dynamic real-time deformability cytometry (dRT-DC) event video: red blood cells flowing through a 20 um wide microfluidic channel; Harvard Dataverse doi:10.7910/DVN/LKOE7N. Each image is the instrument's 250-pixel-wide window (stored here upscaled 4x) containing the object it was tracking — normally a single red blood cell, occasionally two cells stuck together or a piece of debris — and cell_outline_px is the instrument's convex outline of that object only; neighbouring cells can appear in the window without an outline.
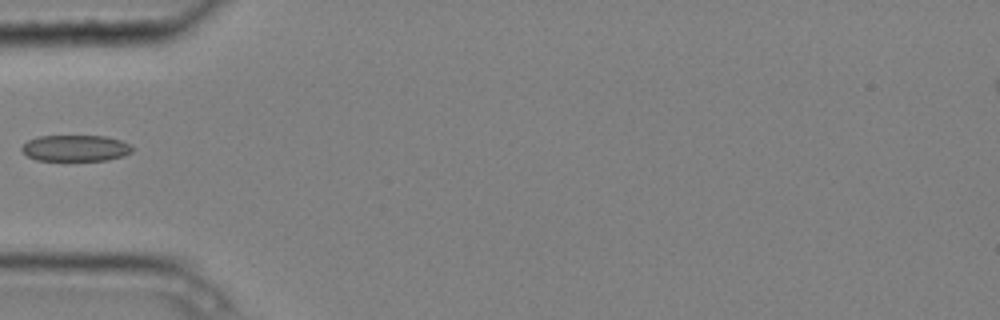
{"species": "common noctule bat (a hibernating species)", "species_latin": "Nyctalus noctula", "temperature_condition": "cold", "stored_images_in_passage": 6, "camera_frame_rate_fps": 3000, "um_per_image_px": 0.085, "animal": {"sex": "male", "body_mass_g": 20.4}, "frame": {"image": 1, "passage_image": 6, "time_ms": 1.667, "image_size_px": [1000, 320], "cell_outline_px": [[132, 152], [124, 156], [108, 160], [36, 160], [28, 156], [20, 148], [28, 140], [36, 136], [104, 136], [120, 140], [128, 144], [132, 148]], "centroid_in_image_um": [6.41, 12.59], "position_along_channel_um": 78.6, "area_um2": 16.82}}